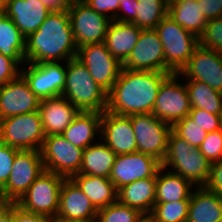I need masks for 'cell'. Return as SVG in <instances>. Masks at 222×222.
<instances>
[{
	"instance_id": "6da1fadb",
	"label": "cell",
	"mask_w": 222,
	"mask_h": 222,
	"mask_svg": "<svg viewBox=\"0 0 222 222\" xmlns=\"http://www.w3.org/2000/svg\"><path fill=\"white\" fill-rule=\"evenodd\" d=\"M169 74L123 68L107 94L106 111L122 116L152 113L159 87Z\"/></svg>"
},
{
	"instance_id": "7a4b0ae2",
	"label": "cell",
	"mask_w": 222,
	"mask_h": 222,
	"mask_svg": "<svg viewBox=\"0 0 222 222\" xmlns=\"http://www.w3.org/2000/svg\"><path fill=\"white\" fill-rule=\"evenodd\" d=\"M68 10L51 11L25 41L26 63L63 62L77 56Z\"/></svg>"
},
{
	"instance_id": "3957f363",
	"label": "cell",
	"mask_w": 222,
	"mask_h": 222,
	"mask_svg": "<svg viewBox=\"0 0 222 222\" xmlns=\"http://www.w3.org/2000/svg\"><path fill=\"white\" fill-rule=\"evenodd\" d=\"M66 80L61 96L80 111L102 113L107 108V92L76 57L66 62Z\"/></svg>"
},
{
	"instance_id": "277c9868",
	"label": "cell",
	"mask_w": 222,
	"mask_h": 222,
	"mask_svg": "<svg viewBox=\"0 0 222 222\" xmlns=\"http://www.w3.org/2000/svg\"><path fill=\"white\" fill-rule=\"evenodd\" d=\"M161 166L166 171L172 167L175 172L172 170L171 172L186 178L195 187L207 184L211 170V163L201 154L200 150L193 148L173 130L170 132L167 151Z\"/></svg>"
},
{
	"instance_id": "5b68a950",
	"label": "cell",
	"mask_w": 222,
	"mask_h": 222,
	"mask_svg": "<svg viewBox=\"0 0 222 222\" xmlns=\"http://www.w3.org/2000/svg\"><path fill=\"white\" fill-rule=\"evenodd\" d=\"M155 31L163 45L165 72L179 73L199 45L198 37L180 26L168 14L155 27Z\"/></svg>"
},
{
	"instance_id": "8992f818",
	"label": "cell",
	"mask_w": 222,
	"mask_h": 222,
	"mask_svg": "<svg viewBox=\"0 0 222 222\" xmlns=\"http://www.w3.org/2000/svg\"><path fill=\"white\" fill-rule=\"evenodd\" d=\"M45 137L38 110L0 120V142L19 151H40Z\"/></svg>"
},
{
	"instance_id": "52a82bcc",
	"label": "cell",
	"mask_w": 222,
	"mask_h": 222,
	"mask_svg": "<svg viewBox=\"0 0 222 222\" xmlns=\"http://www.w3.org/2000/svg\"><path fill=\"white\" fill-rule=\"evenodd\" d=\"M64 180L65 177L45 170L15 204L27 212L42 214L55 220Z\"/></svg>"
},
{
	"instance_id": "ba28073f",
	"label": "cell",
	"mask_w": 222,
	"mask_h": 222,
	"mask_svg": "<svg viewBox=\"0 0 222 222\" xmlns=\"http://www.w3.org/2000/svg\"><path fill=\"white\" fill-rule=\"evenodd\" d=\"M67 10L78 48L105 42L107 30L112 21L110 17L98 13L83 0H73Z\"/></svg>"
},
{
	"instance_id": "9c48e42d",
	"label": "cell",
	"mask_w": 222,
	"mask_h": 222,
	"mask_svg": "<svg viewBox=\"0 0 222 222\" xmlns=\"http://www.w3.org/2000/svg\"><path fill=\"white\" fill-rule=\"evenodd\" d=\"M137 151L150 155L162 163L172 125L158 119L153 113L131 115Z\"/></svg>"
},
{
	"instance_id": "30bf717a",
	"label": "cell",
	"mask_w": 222,
	"mask_h": 222,
	"mask_svg": "<svg viewBox=\"0 0 222 222\" xmlns=\"http://www.w3.org/2000/svg\"><path fill=\"white\" fill-rule=\"evenodd\" d=\"M83 150L72 145L62 134H53L45 137L40 151L46 171L71 178L79 174Z\"/></svg>"
},
{
	"instance_id": "8fae6325",
	"label": "cell",
	"mask_w": 222,
	"mask_h": 222,
	"mask_svg": "<svg viewBox=\"0 0 222 222\" xmlns=\"http://www.w3.org/2000/svg\"><path fill=\"white\" fill-rule=\"evenodd\" d=\"M180 77L179 73H171L163 80L152 112L172 126L191 111L187 87L177 81Z\"/></svg>"
},
{
	"instance_id": "7c38bea8",
	"label": "cell",
	"mask_w": 222,
	"mask_h": 222,
	"mask_svg": "<svg viewBox=\"0 0 222 222\" xmlns=\"http://www.w3.org/2000/svg\"><path fill=\"white\" fill-rule=\"evenodd\" d=\"M76 58L86 66L95 82L107 93L123 69V63L112 56L105 43L78 48Z\"/></svg>"
},
{
	"instance_id": "4fadbf2b",
	"label": "cell",
	"mask_w": 222,
	"mask_h": 222,
	"mask_svg": "<svg viewBox=\"0 0 222 222\" xmlns=\"http://www.w3.org/2000/svg\"><path fill=\"white\" fill-rule=\"evenodd\" d=\"M26 66L20 69V75L35 95L41 100L61 96L66 80V64L44 62L27 63Z\"/></svg>"
},
{
	"instance_id": "5bb4252c",
	"label": "cell",
	"mask_w": 222,
	"mask_h": 222,
	"mask_svg": "<svg viewBox=\"0 0 222 222\" xmlns=\"http://www.w3.org/2000/svg\"><path fill=\"white\" fill-rule=\"evenodd\" d=\"M44 171L41 151H18L5 185L6 193L12 202L16 203Z\"/></svg>"
},
{
	"instance_id": "9a60e30c",
	"label": "cell",
	"mask_w": 222,
	"mask_h": 222,
	"mask_svg": "<svg viewBox=\"0 0 222 222\" xmlns=\"http://www.w3.org/2000/svg\"><path fill=\"white\" fill-rule=\"evenodd\" d=\"M179 74L184 80H198L222 92V54L198 45Z\"/></svg>"
},
{
	"instance_id": "2e32d148",
	"label": "cell",
	"mask_w": 222,
	"mask_h": 222,
	"mask_svg": "<svg viewBox=\"0 0 222 222\" xmlns=\"http://www.w3.org/2000/svg\"><path fill=\"white\" fill-rule=\"evenodd\" d=\"M160 167L157 159L139 151L117 155L109 179L118 191L131 182L153 177Z\"/></svg>"
},
{
	"instance_id": "e0dca14e",
	"label": "cell",
	"mask_w": 222,
	"mask_h": 222,
	"mask_svg": "<svg viewBox=\"0 0 222 222\" xmlns=\"http://www.w3.org/2000/svg\"><path fill=\"white\" fill-rule=\"evenodd\" d=\"M123 68L135 71L165 72L163 45L155 29L141 31L135 47L123 62Z\"/></svg>"
},
{
	"instance_id": "ac0fdd59",
	"label": "cell",
	"mask_w": 222,
	"mask_h": 222,
	"mask_svg": "<svg viewBox=\"0 0 222 222\" xmlns=\"http://www.w3.org/2000/svg\"><path fill=\"white\" fill-rule=\"evenodd\" d=\"M100 138L116 154L137 151L136 137L131 125V115L122 116L109 111L102 112Z\"/></svg>"
},
{
	"instance_id": "d6986e66",
	"label": "cell",
	"mask_w": 222,
	"mask_h": 222,
	"mask_svg": "<svg viewBox=\"0 0 222 222\" xmlns=\"http://www.w3.org/2000/svg\"><path fill=\"white\" fill-rule=\"evenodd\" d=\"M41 99L35 95L25 79L19 75L0 87V120L37 111Z\"/></svg>"
},
{
	"instance_id": "ffe728a7",
	"label": "cell",
	"mask_w": 222,
	"mask_h": 222,
	"mask_svg": "<svg viewBox=\"0 0 222 222\" xmlns=\"http://www.w3.org/2000/svg\"><path fill=\"white\" fill-rule=\"evenodd\" d=\"M98 210L71 179L65 178L59 195V208L54 221L96 220Z\"/></svg>"
},
{
	"instance_id": "44dd1931",
	"label": "cell",
	"mask_w": 222,
	"mask_h": 222,
	"mask_svg": "<svg viewBox=\"0 0 222 222\" xmlns=\"http://www.w3.org/2000/svg\"><path fill=\"white\" fill-rule=\"evenodd\" d=\"M50 12L39 0H4V14L25 38L39 29Z\"/></svg>"
},
{
	"instance_id": "7402d4cb",
	"label": "cell",
	"mask_w": 222,
	"mask_h": 222,
	"mask_svg": "<svg viewBox=\"0 0 222 222\" xmlns=\"http://www.w3.org/2000/svg\"><path fill=\"white\" fill-rule=\"evenodd\" d=\"M38 111L46 136L62 134L81 112L63 96L41 100Z\"/></svg>"
},
{
	"instance_id": "603a6c76",
	"label": "cell",
	"mask_w": 222,
	"mask_h": 222,
	"mask_svg": "<svg viewBox=\"0 0 222 222\" xmlns=\"http://www.w3.org/2000/svg\"><path fill=\"white\" fill-rule=\"evenodd\" d=\"M156 181L157 173L153 177L131 182L118 190L117 200L149 216L156 202Z\"/></svg>"
},
{
	"instance_id": "cb8c5ba5",
	"label": "cell",
	"mask_w": 222,
	"mask_h": 222,
	"mask_svg": "<svg viewBox=\"0 0 222 222\" xmlns=\"http://www.w3.org/2000/svg\"><path fill=\"white\" fill-rule=\"evenodd\" d=\"M141 31L134 23L112 20L104 43L112 56L123 63L135 47Z\"/></svg>"
},
{
	"instance_id": "d4e9b609",
	"label": "cell",
	"mask_w": 222,
	"mask_h": 222,
	"mask_svg": "<svg viewBox=\"0 0 222 222\" xmlns=\"http://www.w3.org/2000/svg\"><path fill=\"white\" fill-rule=\"evenodd\" d=\"M187 222H222V198L205 186L193 189Z\"/></svg>"
},
{
	"instance_id": "484cf974",
	"label": "cell",
	"mask_w": 222,
	"mask_h": 222,
	"mask_svg": "<svg viewBox=\"0 0 222 222\" xmlns=\"http://www.w3.org/2000/svg\"><path fill=\"white\" fill-rule=\"evenodd\" d=\"M101 118L102 113L81 111L62 135L72 145L85 149L101 135Z\"/></svg>"
},
{
	"instance_id": "4316f807",
	"label": "cell",
	"mask_w": 222,
	"mask_h": 222,
	"mask_svg": "<svg viewBox=\"0 0 222 222\" xmlns=\"http://www.w3.org/2000/svg\"><path fill=\"white\" fill-rule=\"evenodd\" d=\"M71 179L99 210L117 201L118 191L109 178L76 174Z\"/></svg>"
},
{
	"instance_id": "83f0119b",
	"label": "cell",
	"mask_w": 222,
	"mask_h": 222,
	"mask_svg": "<svg viewBox=\"0 0 222 222\" xmlns=\"http://www.w3.org/2000/svg\"><path fill=\"white\" fill-rule=\"evenodd\" d=\"M164 170L161 166L157 171L155 203L190 200L193 184L179 174L164 173Z\"/></svg>"
},
{
	"instance_id": "f1b7e54d",
	"label": "cell",
	"mask_w": 222,
	"mask_h": 222,
	"mask_svg": "<svg viewBox=\"0 0 222 222\" xmlns=\"http://www.w3.org/2000/svg\"><path fill=\"white\" fill-rule=\"evenodd\" d=\"M89 145L83 150L79 174L110 177L116 154L103 142Z\"/></svg>"
},
{
	"instance_id": "f546056e",
	"label": "cell",
	"mask_w": 222,
	"mask_h": 222,
	"mask_svg": "<svg viewBox=\"0 0 222 222\" xmlns=\"http://www.w3.org/2000/svg\"><path fill=\"white\" fill-rule=\"evenodd\" d=\"M168 2V15L184 29L199 37L208 20L201 13L197 0H172Z\"/></svg>"
},
{
	"instance_id": "4dcf8cb0",
	"label": "cell",
	"mask_w": 222,
	"mask_h": 222,
	"mask_svg": "<svg viewBox=\"0 0 222 222\" xmlns=\"http://www.w3.org/2000/svg\"><path fill=\"white\" fill-rule=\"evenodd\" d=\"M25 41L18 27L4 13L0 15V53L12 58L19 66L26 65ZM24 62V63H23Z\"/></svg>"
},
{
	"instance_id": "1f68e13d",
	"label": "cell",
	"mask_w": 222,
	"mask_h": 222,
	"mask_svg": "<svg viewBox=\"0 0 222 222\" xmlns=\"http://www.w3.org/2000/svg\"><path fill=\"white\" fill-rule=\"evenodd\" d=\"M185 85L191 108H200L216 115H222V92L212 89L206 83L198 80H187Z\"/></svg>"
},
{
	"instance_id": "d6a6232c",
	"label": "cell",
	"mask_w": 222,
	"mask_h": 222,
	"mask_svg": "<svg viewBox=\"0 0 222 222\" xmlns=\"http://www.w3.org/2000/svg\"><path fill=\"white\" fill-rule=\"evenodd\" d=\"M137 17L132 22L142 30L155 29L168 14V0H137Z\"/></svg>"
},
{
	"instance_id": "836d02e7",
	"label": "cell",
	"mask_w": 222,
	"mask_h": 222,
	"mask_svg": "<svg viewBox=\"0 0 222 222\" xmlns=\"http://www.w3.org/2000/svg\"><path fill=\"white\" fill-rule=\"evenodd\" d=\"M190 200L155 203L149 215L152 222H187Z\"/></svg>"
},
{
	"instance_id": "e575fe53",
	"label": "cell",
	"mask_w": 222,
	"mask_h": 222,
	"mask_svg": "<svg viewBox=\"0 0 222 222\" xmlns=\"http://www.w3.org/2000/svg\"><path fill=\"white\" fill-rule=\"evenodd\" d=\"M144 217L139 210L117 200L98 210L96 222H140Z\"/></svg>"
},
{
	"instance_id": "d590c367",
	"label": "cell",
	"mask_w": 222,
	"mask_h": 222,
	"mask_svg": "<svg viewBox=\"0 0 222 222\" xmlns=\"http://www.w3.org/2000/svg\"><path fill=\"white\" fill-rule=\"evenodd\" d=\"M172 130L193 148H199L207 135V132L189 116L177 121Z\"/></svg>"
},
{
	"instance_id": "8d00e7d4",
	"label": "cell",
	"mask_w": 222,
	"mask_h": 222,
	"mask_svg": "<svg viewBox=\"0 0 222 222\" xmlns=\"http://www.w3.org/2000/svg\"><path fill=\"white\" fill-rule=\"evenodd\" d=\"M198 39L200 46L222 54V17L208 20Z\"/></svg>"
},
{
	"instance_id": "74e56055",
	"label": "cell",
	"mask_w": 222,
	"mask_h": 222,
	"mask_svg": "<svg viewBox=\"0 0 222 222\" xmlns=\"http://www.w3.org/2000/svg\"><path fill=\"white\" fill-rule=\"evenodd\" d=\"M201 154L214 163L222 159V136L219 130L207 133L204 141L198 148Z\"/></svg>"
},
{
	"instance_id": "f35d334b",
	"label": "cell",
	"mask_w": 222,
	"mask_h": 222,
	"mask_svg": "<svg viewBox=\"0 0 222 222\" xmlns=\"http://www.w3.org/2000/svg\"><path fill=\"white\" fill-rule=\"evenodd\" d=\"M207 133L219 130L222 115H216L200 108H191L188 115Z\"/></svg>"
},
{
	"instance_id": "ab89813d",
	"label": "cell",
	"mask_w": 222,
	"mask_h": 222,
	"mask_svg": "<svg viewBox=\"0 0 222 222\" xmlns=\"http://www.w3.org/2000/svg\"><path fill=\"white\" fill-rule=\"evenodd\" d=\"M19 150L0 142V184L6 185L16 153Z\"/></svg>"
},
{
	"instance_id": "60d3db41",
	"label": "cell",
	"mask_w": 222,
	"mask_h": 222,
	"mask_svg": "<svg viewBox=\"0 0 222 222\" xmlns=\"http://www.w3.org/2000/svg\"><path fill=\"white\" fill-rule=\"evenodd\" d=\"M19 65L0 53V87L15 80L20 75Z\"/></svg>"
},
{
	"instance_id": "b9f144b4",
	"label": "cell",
	"mask_w": 222,
	"mask_h": 222,
	"mask_svg": "<svg viewBox=\"0 0 222 222\" xmlns=\"http://www.w3.org/2000/svg\"><path fill=\"white\" fill-rule=\"evenodd\" d=\"M10 222H54V220L42 214L27 212L13 203Z\"/></svg>"
},
{
	"instance_id": "7bdbcfd3",
	"label": "cell",
	"mask_w": 222,
	"mask_h": 222,
	"mask_svg": "<svg viewBox=\"0 0 222 222\" xmlns=\"http://www.w3.org/2000/svg\"><path fill=\"white\" fill-rule=\"evenodd\" d=\"M87 5L93 8L98 13L114 19L119 9V3L122 0H83ZM110 13V15H109Z\"/></svg>"
},
{
	"instance_id": "ee69618b",
	"label": "cell",
	"mask_w": 222,
	"mask_h": 222,
	"mask_svg": "<svg viewBox=\"0 0 222 222\" xmlns=\"http://www.w3.org/2000/svg\"><path fill=\"white\" fill-rule=\"evenodd\" d=\"M205 187L222 198V159L211 163L210 175Z\"/></svg>"
},
{
	"instance_id": "f6af8a7d",
	"label": "cell",
	"mask_w": 222,
	"mask_h": 222,
	"mask_svg": "<svg viewBox=\"0 0 222 222\" xmlns=\"http://www.w3.org/2000/svg\"><path fill=\"white\" fill-rule=\"evenodd\" d=\"M137 3V0H122V2L119 3L117 15L114 17L113 20L132 23L137 17Z\"/></svg>"
},
{
	"instance_id": "bcb514c9",
	"label": "cell",
	"mask_w": 222,
	"mask_h": 222,
	"mask_svg": "<svg viewBox=\"0 0 222 222\" xmlns=\"http://www.w3.org/2000/svg\"><path fill=\"white\" fill-rule=\"evenodd\" d=\"M197 3L207 20L222 17V0H197Z\"/></svg>"
},
{
	"instance_id": "7dc6e473",
	"label": "cell",
	"mask_w": 222,
	"mask_h": 222,
	"mask_svg": "<svg viewBox=\"0 0 222 222\" xmlns=\"http://www.w3.org/2000/svg\"><path fill=\"white\" fill-rule=\"evenodd\" d=\"M51 11L66 10L71 6L73 0H39Z\"/></svg>"
},
{
	"instance_id": "c3c4849f",
	"label": "cell",
	"mask_w": 222,
	"mask_h": 222,
	"mask_svg": "<svg viewBox=\"0 0 222 222\" xmlns=\"http://www.w3.org/2000/svg\"><path fill=\"white\" fill-rule=\"evenodd\" d=\"M13 204L12 200L8 197L5 186L0 184V210L10 207Z\"/></svg>"
},
{
	"instance_id": "681fc988",
	"label": "cell",
	"mask_w": 222,
	"mask_h": 222,
	"mask_svg": "<svg viewBox=\"0 0 222 222\" xmlns=\"http://www.w3.org/2000/svg\"><path fill=\"white\" fill-rule=\"evenodd\" d=\"M11 206L0 210V222H10Z\"/></svg>"
},
{
	"instance_id": "f907efd6",
	"label": "cell",
	"mask_w": 222,
	"mask_h": 222,
	"mask_svg": "<svg viewBox=\"0 0 222 222\" xmlns=\"http://www.w3.org/2000/svg\"><path fill=\"white\" fill-rule=\"evenodd\" d=\"M4 13V0H0V15Z\"/></svg>"
},
{
	"instance_id": "816d5d0a",
	"label": "cell",
	"mask_w": 222,
	"mask_h": 222,
	"mask_svg": "<svg viewBox=\"0 0 222 222\" xmlns=\"http://www.w3.org/2000/svg\"><path fill=\"white\" fill-rule=\"evenodd\" d=\"M54 222H96V220H86V221H54Z\"/></svg>"
},
{
	"instance_id": "f5cc1de1",
	"label": "cell",
	"mask_w": 222,
	"mask_h": 222,
	"mask_svg": "<svg viewBox=\"0 0 222 222\" xmlns=\"http://www.w3.org/2000/svg\"><path fill=\"white\" fill-rule=\"evenodd\" d=\"M145 222H152V219L149 216H145Z\"/></svg>"
},
{
	"instance_id": "db71d44e",
	"label": "cell",
	"mask_w": 222,
	"mask_h": 222,
	"mask_svg": "<svg viewBox=\"0 0 222 222\" xmlns=\"http://www.w3.org/2000/svg\"><path fill=\"white\" fill-rule=\"evenodd\" d=\"M219 132H220V134L222 136V120H221V124H220V127H219Z\"/></svg>"
}]
</instances>
